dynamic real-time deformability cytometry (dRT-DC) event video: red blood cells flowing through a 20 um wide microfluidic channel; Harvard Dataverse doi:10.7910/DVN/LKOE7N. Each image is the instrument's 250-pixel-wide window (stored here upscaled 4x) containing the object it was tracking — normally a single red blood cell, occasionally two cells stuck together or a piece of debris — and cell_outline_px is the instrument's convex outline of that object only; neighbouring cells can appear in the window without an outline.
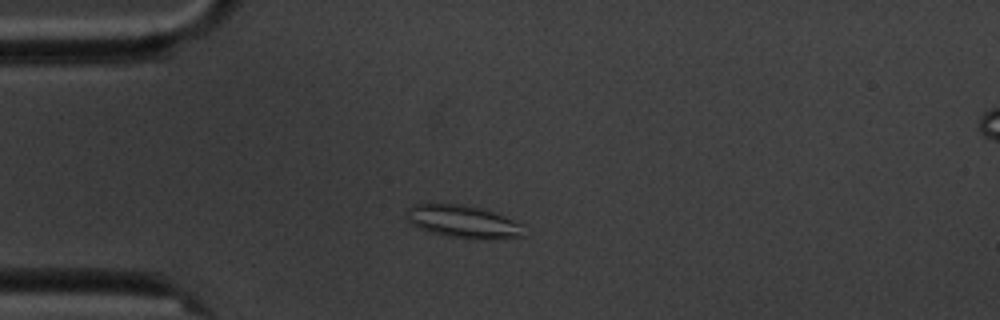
{"species": "common noctule bat (a hibernating species)", "species_latin": "Nyctalus noctula", "temperature_condition": "cold", "stored_images_in_passage": 12, "camera_frame_rate_fps": 3000, "um_per_image_px": 0.085, "animal": {"sex": "male", "body_mass_g": 20.1, "forearm_length_mm": 53.5}, "frame": {"image": 1, "passage_image": 1, "time_ms": 0.0, "image_size_px": [1000, 320], "cell_outline_px": [[524, 236], [484, 240], [448, 236], [432, 232], [420, 228], [412, 224], [404, 216], [404, 212], [412, 204], [460, 204], [480, 208], [504, 216], [524, 224]], "centroid_in_image_um": [39.37, 18.84], "position_along_channel_um": 45.6, "area_um2": 22.37}}
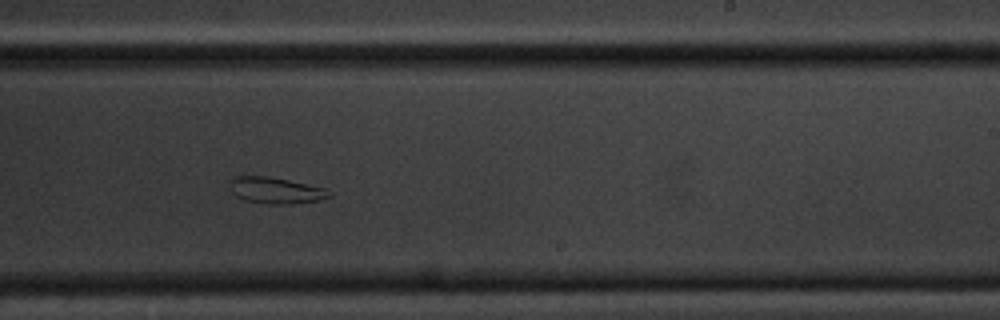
{"frame": {"image": 2, "passage_image": 7, "time_ms": 7.0, "image_size_px": [1000, 320], "cell_outline_px": [[332, 196], [320, 200], [292, 204], [268, 204], [244, 200], [236, 196], [232, 192], [228, 184], [228, 180], [236, 176], [264, 176], [288, 180], [324, 188], [332, 192]], "centroid_in_image_um": [23.41, 16.19], "position_along_channel_um": 265.6, "area_um2": 15.32}}
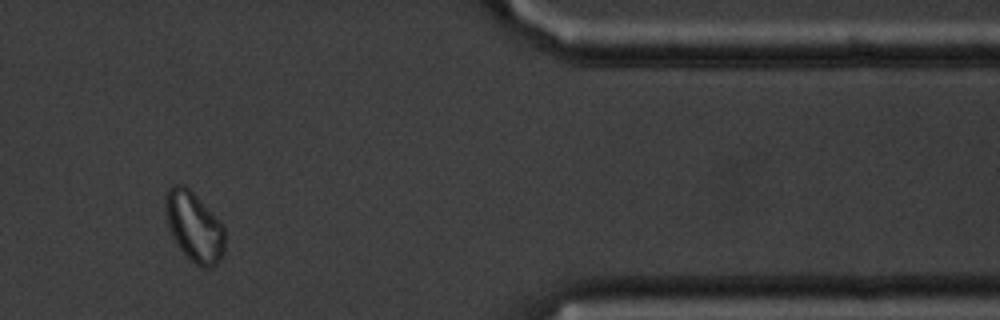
{"frame": {"image": 3, "passage_image": 10, "time_ms": 11.667, "image_size_px": [1000, 320], "cell_outline_px": [[224, 252], [216, 264], [208, 268], [204, 268], [196, 264], [180, 248], [172, 236], [168, 228], [164, 212], [164, 192], [172, 184], [184, 184], [224, 224]], "centroid_in_image_um": [16.47, 19.22], "position_along_channel_um": 394.9, "area_um2": 24.28}, "authors_computed_cell_mechanics": {"area_um2": 17.6579, "velocity_mm_per_s": 3.3996, "shape_relaxation_time_tau1_ms": null, "shape_relaxation_time_tau2_ms": 2.8545, "deformation_change_tau1": null, "deformation_change_tau2": 0.0816}}